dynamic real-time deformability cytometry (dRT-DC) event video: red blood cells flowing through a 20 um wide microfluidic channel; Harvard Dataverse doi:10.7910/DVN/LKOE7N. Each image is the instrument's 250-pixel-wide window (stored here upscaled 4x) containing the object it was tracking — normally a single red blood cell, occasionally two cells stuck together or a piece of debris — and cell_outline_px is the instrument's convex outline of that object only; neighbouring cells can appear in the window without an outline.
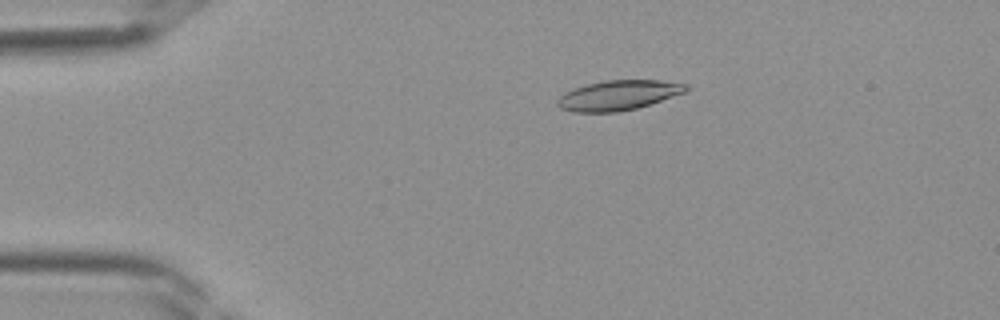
{"species": "Egyptian fruit bat (a non-hibernating species)", "species_latin": "Rousettus aegyptiacus", "temperature_condition": "room temperature", "stored_images_in_passage": 33, "camera_frame_rate_fps": 3000, "um_per_image_px": 0.085, "frame": {"image": 1, "passage_image": 2, "time_ms": 0.333, "image_size_px": [1000, 320], "cell_outline_px": [[688, 92], [636, 108], [616, 112], [572, 112], [560, 108], [556, 104], [556, 100], [564, 92], [572, 88], [604, 80], [660, 80], [688, 84]], "centroid_in_image_um": [52.55, 8.09], "position_along_channel_um": 32.4, "area_um2": 22.54}}
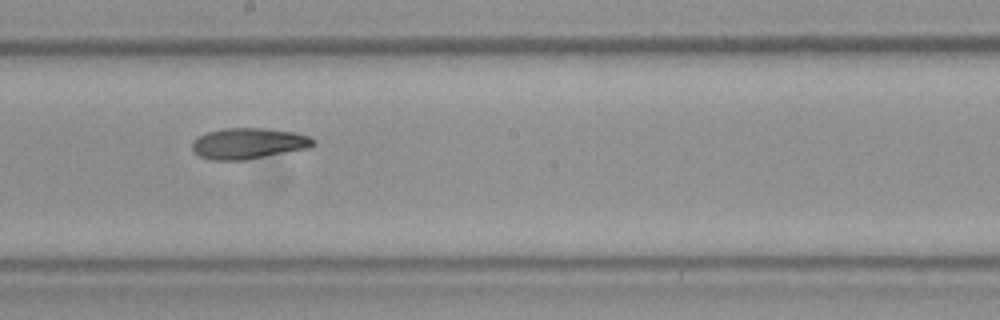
{"frame": {"image": 2, "passage_image": 16, "time_ms": 5.0, "image_size_px": [1000, 320], "cell_outline_px": [[316, 144], [308, 148], [244, 160], [212, 160], [200, 156], [192, 148], [192, 140], [196, 136], [208, 132], [224, 128], [268, 128], [296, 132], [308, 136], [316, 140]], "centroid_in_image_um": [21.12, 12.18], "position_along_channel_um": 227.1, "area_um2": 21.91}}
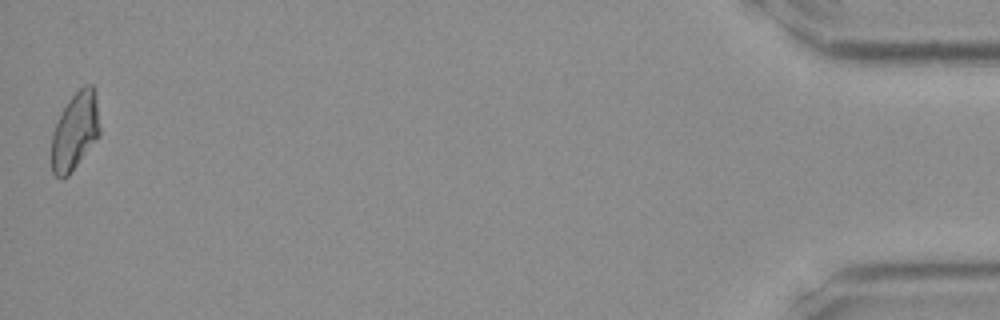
{"frame": {"image": 3, "passage_image": 33, "time_ms": 10.667, "image_size_px": [1000, 320], "cell_outline_px": [[100, 136], [68, 176], [60, 180], [52, 172], [52, 132], [68, 100], [84, 84], [92, 84], [96, 92], [100, 128]], "centroid_in_image_um": [6.4, 11.15], "position_along_channel_um": 428.8, "area_um2": 21.91}}